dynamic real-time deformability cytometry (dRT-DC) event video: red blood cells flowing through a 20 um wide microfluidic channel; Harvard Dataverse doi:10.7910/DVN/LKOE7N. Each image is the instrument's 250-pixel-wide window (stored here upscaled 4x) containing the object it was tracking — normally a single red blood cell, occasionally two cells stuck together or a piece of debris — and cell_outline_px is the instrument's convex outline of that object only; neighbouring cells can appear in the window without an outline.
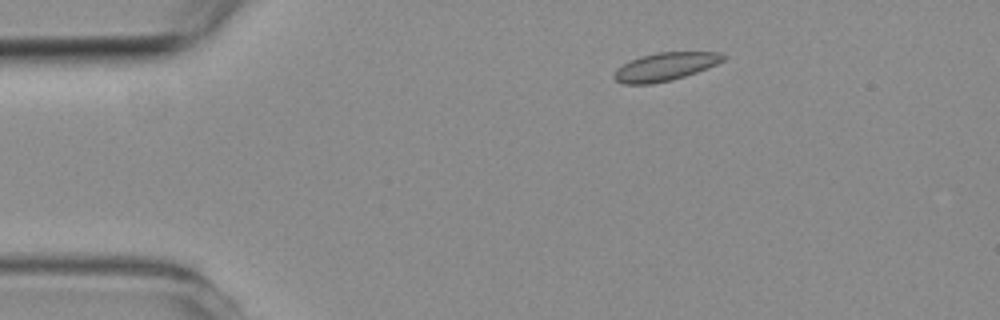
{"species": "common noctule bat (a hibernating species)", "species_latin": "Nyctalus noctula", "temperature_condition": "room temperature", "stored_images_in_passage": 8, "camera_frame_rate_fps": 3000, "um_per_image_px": 0.085, "animal": {"sex": "female", "body_mass_g": 19.3, "forearm_length_mm": 54.1}, "frame": {"image": 1, "passage_image": 3, "time_ms": 2.0, "image_size_px": [1000, 320], "cell_outline_px": [[728, 56], [724, 60], [708, 68], [672, 80], [652, 84], [624, 84], [616, 80], [612, 76], [624, 64], [640, 56], [656, 52], [720, 52]], "centroid_in_image_um": [56.59, 5.66], "position_along_channel_um": 28.4, "area_um2": 17.74}}
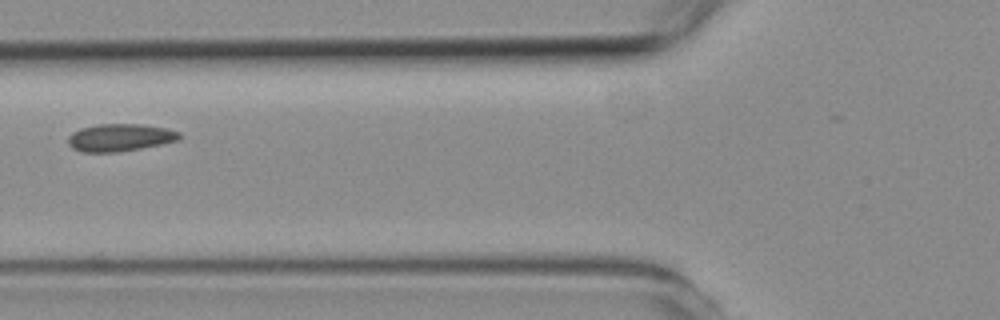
{"frame": {"image": 2, "passage_image": 6, "time_ms": 5.667, "image_size_px": [1000, 320], "cell_outline_px": [[180, 136], [176, 140], [160, 144], [140, 148], [116, 152], [80, 152], [72, 148], [68, 144], [68, 136], [72, 132], [80, 128], [96, 124], [140, 124], [164, 128], [180, 132]], "centroid_in_image_um": [10.12, 11.69], "position_along_channel_um": 115.7, "area_um2": 17.69}}
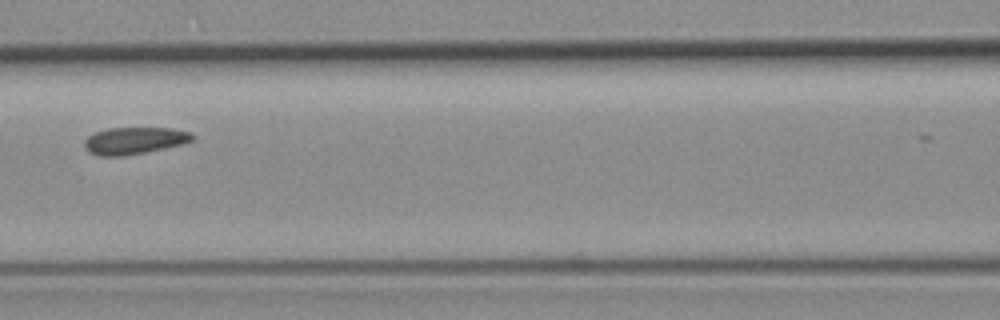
{"frame": {"image": 3, "passage_image": 7, "time_ms": 6.667, "image_size_px": [1000, 320], "cell_outline_px": [[196, 136], [192, 140], [180, 144], [164, 148], [124, 156], [96, 156], [88, 152], [84, 148], [84, 140], [88, 136], [96, 132], [108, 128], [172, 128], [192, 132]], "centroid_in_image_um": [11.39, 11.95], "position_along_channel_um": 155.2, "area_um2": 17.05}}